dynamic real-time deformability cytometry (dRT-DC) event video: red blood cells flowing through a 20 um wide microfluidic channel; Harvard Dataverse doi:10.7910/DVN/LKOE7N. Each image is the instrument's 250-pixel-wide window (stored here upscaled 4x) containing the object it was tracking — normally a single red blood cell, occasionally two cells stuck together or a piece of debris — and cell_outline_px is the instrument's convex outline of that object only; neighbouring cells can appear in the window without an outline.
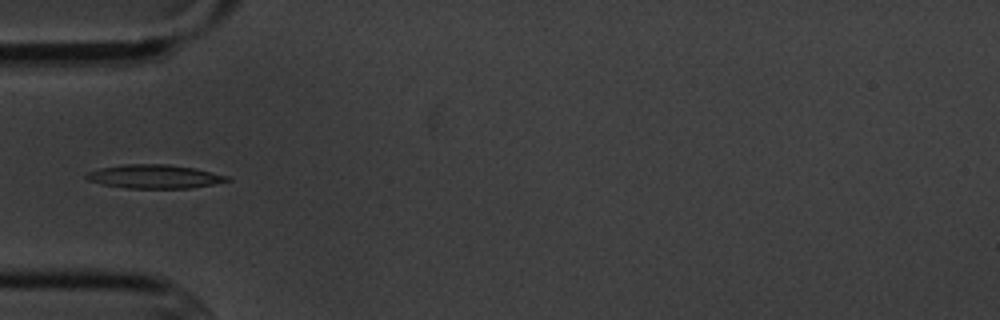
{"species": "common noctule bat (a hibernating species)", "species_latin": "Nyctalus noctula", "temperature_condition": "cold", "stored_images_in_passage": 5, "camera_frame_rate_fps": 3000, "um_per_image_px": 0.085, "animal": {"sex": "male", "body_mass_g": 20.1, "forearm_length_mm": 53.5}, "frame": {"image": 1, "passage_image": 4, "time_ms": 4.333, "image_size_px": [1000, 320], "cell_outline_px": [[232, 180], [192, 188], [128, 188], [100, 184], [88, 180], [84, 176], [88, 172], [100, 168], [120, 164], [168, 164], [196, 168], [228, 176]], "centroid_in_image_um": [13.12, 15.0], "position_along_channel_um": 71.9, "area_um2": 19.54}}
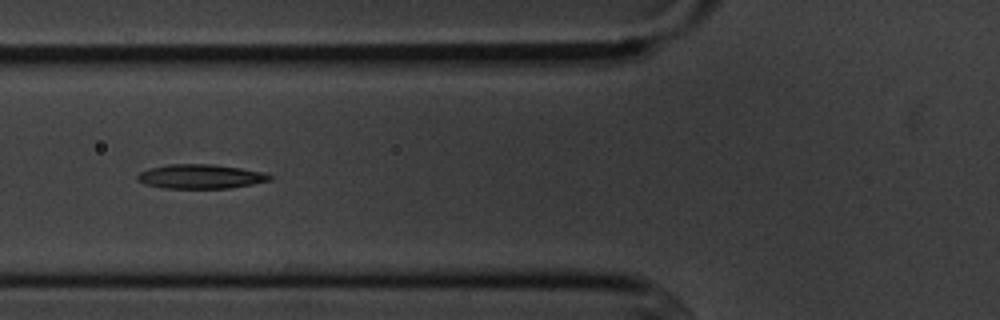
{"frame": {"image": 2, "passage_image": 5, "time_ms": 5.333, "image_size_px": [1000, 320], "cell_outline_px": [[272, 180], [252, 184], [228, 188], [164, 188], [144, 184], [136, 180], [136, 176], [140, 172], [148, 168], [168, 164], [212, 164], [240, 168], [264, 172], [272, 176]], "centroid_in_image_um": [17.01, 15.0], "position_along_channel_um": 108.8, "area_um2": 18.79}}